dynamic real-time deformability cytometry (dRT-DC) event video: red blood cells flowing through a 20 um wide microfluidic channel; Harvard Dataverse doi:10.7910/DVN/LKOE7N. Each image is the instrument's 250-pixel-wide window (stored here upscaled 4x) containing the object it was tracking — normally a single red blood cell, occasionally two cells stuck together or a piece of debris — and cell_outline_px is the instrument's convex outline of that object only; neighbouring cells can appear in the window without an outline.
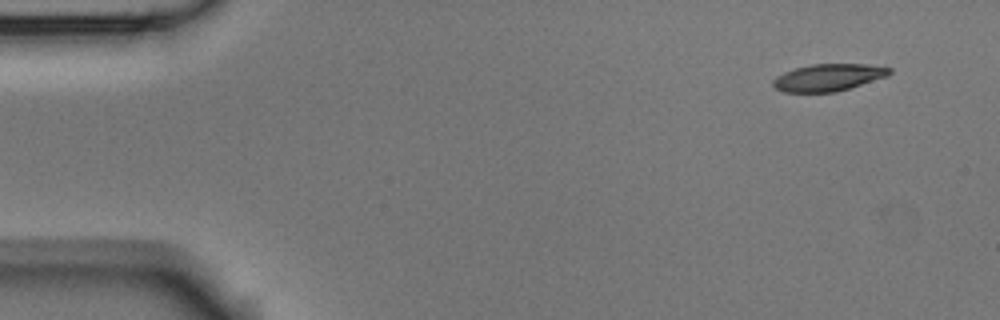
{"species": "Egyptian fruit bat (a non-hibernating species)", "species_latin": "Rousettus aegyptiacus", "temperature_condition": "room temperature", "stored_images_in_passage": 4, "camera_frame_rate_fps": 3000, "um_per_image_px": 0.085, "animal": {"sex": "male"}, "frame": {"image": 1, "passage_image": 1, "time_ms": 0.0, "image_size_px": [1000, 320], "cell_outline_px": [[892, 72], [888, 76], [836, 92], [784, 92], [776, 88], [772, 84], [772, 80], [776, 76], [784, 72], [796, 68], [812, 64], [864, 64], [892, 68]], "centroid_in_image_um": [70.41, 6.58], "position_along_channel_um": 14.6, "area_um2": 18.32}}
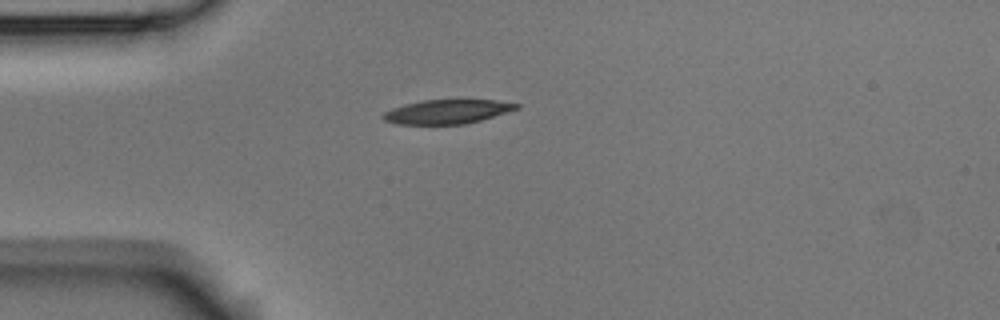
{"frame": {"image": 2, "passage_image": 4, "time_ms": 1.0, "image_size_px": [1000, 320], "cell_outline_px": [[520, 108], [480, 120], [464, 124], [396, 124], [384, 120], [380, 116], [384, 112], [392, 108], [404, 104], [424, 100], [496, 100], [520, 104]], "centroid_in_image_um": [37.98, 9.49], "position_along_channel_um": 47.0, "area_um2": 18.67}}